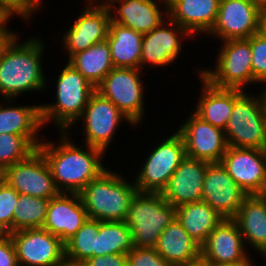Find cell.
Masks as SVG:
<instances>
[{"mask_svg":"<svg viewBox=\"0 0 266 266\" xmlns=\"http://www.w3.org/2000/svg\"><path fill=\"white\" fill-rule=\"evenodd\" d=\"M58 133L57 142L43 139L37 149L49 166L57 190L79 194L108 169L103 163L106 153L83 143L75 144L71 132Z\"/></svg>","mask_w":266,"mask_h":266,"instance_id":"cell-1","label":"cell"},{"mask_svg":"<svg viewBox=\"0 0 266 266\" xmlns=\"http://www.w3.org/2000/svg\"><path fill=\"white\" fill-rule=\"evenodd\" d=\"M20 37L18 33L0 55L1 99H16L28 92L41 93L52 83L42 66L45 41L37 35L23 42Z\"/></svg>","mask_w":266,"mask_h":266,"instance_id":"cell-2","label":"cell"},{"mask_svg":"<svg viewBox=\"0 0 266 266\" xmlns=\"http://www.w3.org/2000/svg\"><path fill=\"white\" fill-rule=\"evenodd\" d=\"M137 192L134 179L129 181L121 172L109 168L92 180L79 195L89 219L123 222Z\"/></svg>","mask_w":266,"mask_h":266,"instance_id":"cell-3","label":"cell"},{"mask_svg":"<svg viewBox=\"0 0 266 266\" xmlns=\"http://www.w3.org/2000/svg\"><path fill=\"white\" fill-rule=\"evenodd\" d=\"M55 80V102L40 103L43 128L53 124L59 132H66L82 115L95 86L72 65L65 63Z\"/></svg>","mask_w":266,"mask_h":266,"instance_id":"cell-4","label":"cell"},{"mask_svg":"<svg viewBox=\"0 0 266 266\" xmlns=\"http://www.w3.org/2000/svg\"><path fill=\"white\" fill-rule=\"evenodd\" d=\"M176 219V207L161 193L137 192L128 207L125 223L134 247L154 248L162 231Z\"/></svg>","mask_w":266,"mask_h":266,"instance_id":"cell-5","label":"cell"},{"mask_svg":"<svg viewBox=\"0 0 266 266\" xmlns=\"http://www.w3.org/2000/svg\"><path fill=\"white\" fill-rule=\"evenodd\" d=\"M221 43L216 65L201 68V75L216 87L247 91L248 85L254 86L250 38Z\"/></svg>","mask_w":266,"mask_h":266,"instance_id":"cell-6","label":"cell"},{"mask_svg":"<svg viewBox=\"0 0 266 266\" xmlns=\"http://www.w3.org/2000/svg\"><path fill=\"white\" fill-rule=\"evenodd\" d=\"M224 133L228 146L266 150V114L258 93L245 91L234 102Z\"/></svg>","mask_w":266,"mask_h":266,"instance_id":"cell-7","label":"cell"},{"mask_svg":"<svg viewBox=\"0 0 266 266\" xmlns=\"http://www.w3.org/2000/svg\"><path fill=\"white\" fill-rule=\"evenodd\" d=\"M141 69L114 67L95 87L104 98L112 101L119 110L139 128L145 119V81ZM138 125V126H137Z\"/></svg>","mask_w":266,"mask_h":266,"instance_id":"cell-8","label":"cell"},{"mask_svg":"<svg viewBox=\"0 0 266 266\" xmlns=\"http://www.w3.org/2000/svg\"><path fill=\"white\" fill-rule=\"evenodd\" d=\"M161 139L163 140L150 149L145 156L146 160L142 161L144 164L134 174V184L138 192L161 193L186 156L183 138L177 131H173L168 137L166 134V138Z\"/></svg>","mask_w":266,"mask_h":266,"instance_id":"cell-9","label":"cell"},{"mask_svg":"<svg viewBox=\"0 0 266 266\" xmlns=\"http://www.w3.org/2000/svg\"><path fill=\"white\" fill-rule=\"evenodd\" d=\"M80 121L81 134L84 136L81 142L99 148L106 154L121 124L126 122L136 128L112 101L102 97L97 91L90 96L82 115L66 132H70L77 124L79 126Z\"/></svg>","mask_w":266,"mask_h":266,"instance_id":"cell-10","label":"cell"},{"mask_svg":"<svg viewBox=\"0 0 266 266\" xmlns=\"http://www.w3.org/2000/svg\"><path fill=\"white\" fill-rule=\"evenodd\" d=\"M185 38L194 39L185 28L180 27L169 17L151 32L143 34L140 69L142 71L145 68L155 70L176 64L174 62L183 52V40H187Z\"/></svg>","mask_w":266,"mask_h":266,"instance_id":"cell-11","label":"cell"},{"mask_svg":"<svg viewBox=\"0 0 266 266\" xmlns=\"http://www.w3.org/2000/svg\"><path fill=\"white\" fill-rule=\"evenodd\" d=\"M0 178L19 194L51 199L60 193L49 166L38 149L26 159L6 167L0 173Z\"/></svg>","mask_w":266,"mask_h":266,"instance_id":"cell-12","label":"cell"},{"mask_svg":"<svg viewBox=\"0 0 266 266\" xmlns=\"http://www.w3.org/2000/svg\"><path fill=\"white\" fill-rule=\"evenodd\" d=\"M261 7L252 0H220L217 20L206 35L216 40L248 39L259 32Z\"/></svg>","mask_w":266,"mask_h":266,"instance_id":"cell-13","label":"cell"},{"mask_svg":"<svg viewBox=\"0 0 266 266\" xmlns=\"http://www.w3.org/2000/svg\"><path fill=\"white\" fill-rule=\"evenodd\" d=\"M176 130L183 138L187 156L208 163H219L228 144L222 129L205 122L193 111Z\"/></svg>","mask_w":266,"mask_h":266,"instance_id":"cell-14","label":"cell"},{"mask_svg":"<svg viewBox=\"0 0 266 266\" xmlns=\"http://www.w3.org/2000/svg\"><path fill=\"white\" fill-rule=\"evenodd\" d=\"M19 266H54L65 257L64 242L43 228L9 233Z\"/></svg>","mask_w":266,"mask_h":266,"instance_id":"cell-15","label":"cell"},{"mask_svg":"<svg viewBox=\"0 0 266 266\" xmlns=\"http://www.w3.org/2000/svg\"><path fill=\"white\" fill-rule=\"evenodd\" d=\"M221 164L247 195L266 194V150L228 146Z\"/></svg>","mask_w":266,"mask_h":266,"instance_id":"cell-16","label":"cell"},{"mask_svg":"<svg viewBox=\"0 0 266 266\" xmlns=\"http://www.w3.org/2000/svg\"><path fill=\"white\" fill-rule=\"evenodd\" d=\"M83 10L68 25L67 31L61 37L66 59L92 45L107 39L111 16L105 7H82Z\"/></svg>","mask_w":266,"mask_h":266,"instance_id":"cell-17","label":"cell"},{"mask_svg":"<svg viewBox=\"0 0 266 266\" xmlns=\"http://www.w3.org/2000/svg\"><path fill=\"white\" fill-rule=\"evenodd\" d=\"M247 196L231 178L221 162L207 165L202 201L211 206L222 217L233 219Z\"/></svg>","mask_w":266,"mask_h":266,"instance_id":"cell-18","label":"cell"},{"mask_svg":"<svg viewBox=\"0 0 266 266\" xmlns=\"http://www.w3.org/2000/svg\"><path fill=\"white\" fill-rule=\"evenodd\" d=\"M111 21L146 34L168 18L167 0H111Z\"/></svg>","mask_w":266,"mask_h":266,"instance_id":"cell-19","label":"cell"},{"mask_svg":"<svg viewBox=\"0 0 266 266\" xmlns=\"http://www.w3.org/2000/svg\"><path fill=\"white\" fill-rule=\"evenodd\" d=\"M239 226L224 218L201 246V257L213 265L238 263L250 256Z\"/></svg>","mask_w":266,"mask_h":266,"instance_id":"cell-20","label":"cell"},{"mask_svg":"<svg viewBox=\"0 0 266 266\" xmlns=\"http://www.w3.org/2000/svg\"><path fill=\"white\" fill-rule=\"evenodd\" d=\"M209 163L185 156L166 187L162 197L174 207L202 201L204 176Z\"/></svg>","mask_w":266,"mask_h":266,"instance_id":"cell-21","label":"cell"},{"mask_svg":"<svg viewBox=\"0 0 266 266\" xmlns=\"http://www.w3.org/2000/svg\"><path fill=\"white\" fill-rule=\"evenodd\" d=\"M87 219V211L78 193H59L49 200L42 228L65 243Z\"/></svg>","mask_w":266,"mask_h":266,"instance_id":"cell-22","label":"cell"},{"mask_svg":"<svg viewBox=\"0 0 266 266\" xmlns=\"http://www.w3.org/2000/svg\"><path fill=\"white\" fill-rule=\"evenodd\" d=\"M201 68L196 69L201 85L197 105L193 112L205 122L224 131L230 118L234 102L245 92L238 89L219 88L212 85L201 75Z\"/></svg>","mask_w":266,"mask_h":266,"instance_id":"cell-23","label":"cell"},{"mask_svg":"<svg viewBox=\"0 0 266 266\" xmlns=\"http://www.w3.org/2000/svg\"><path fill=\"white\" fill-rule=\"evenodd\" d=\"M168 17L194 38L214 27L220 0H167Z\"/></svg>","mask_w":266,"mask_h":266,"instance_id":"cell-24","label":"cell"},{"mask_svg":"<svg viewBox=\"0 0 266 266\" xmlns=\"http://www.w3.org/2000/svg\"><path fill=\"white\" fill-rule=\"evenodd\" d=\"M248 249L266 255V194L248 195L233 218Z\"/></svg>","mask_w":266,"mask_h":266,"instance_id":"cell-25","label":"cell"},{"mask_svg":"<svg viewBox=\"0 0 266 266\" xmlns=\"http://www.w3.org/2000/svg\"><path fill=\"white\" fill-rule=\"evenodd\" d=\"M154 249L171 265L178 266L201 257V246L175 219L160 234Z\"/></svg>","mask_w":266,"mask_h":266,"instance_id":"cell-26","label":"cell"},{"mask_svg":"<svg viewBox=\"0 0 266 266\" xmlns=\"http://www.w3.org/2000/svg\"><path fill=\"white\" fill-rule=\"evenodd\" d=\"M2 101H0V134L41 137L40 132L44 128L41 122L40 103L13 106L15 99H2Z\"/></svg>","mask_w":266,"mask_h":266,"instance_id":"cell-27","label":"cell"},{"mask_svg":"<svg viewBox=\"0 0 266 266\" xmlns=\"http://www.w3.org/2000/svg\"><path fill=\"white\" fill-rule=\"evenodd\" d=\"M143 34L110 22L107 42L114 67L140 69Z\"/></svg>","mask_w":266,"mask_h":266,"instance_id":"cell-28","label":"cell"},{"mask_svg":"<svg viewBox=\"0 0 266 266\" xmlns=\"http://www.w3.org/2000/svg\"><path fill=\"white\" fill-rule=\"evenodd\" d=\"M176 219L183 229L202 246L224 217L204 201H198L176 207Z\"/></svg>","mask_w":266,"mask_h":266,"instance_id":"cell-29","label":"cell"},{"mask_svg":"<svg viewBox=\"0 0 266 266\" xmlns=\"http://www.w3.org/2000/svg\"><path fill=\"white\" fill-rule=\"evenodd\" d=\"M66 62L72 65L95 87L114 68L107 40L96 43L86 50L74 54Z\"/></svg>","mask_w":266,"mask_h":266,"instance_id":"cell-30","label":"cell"},{"mask_svg":"<svg viewBox=\"0 0 266 266\" xmlns=\"http://www.w3.org/2000/svg\"><path fill=\"white\" fill-rule=\"evenodd\" d=\"M133 247L131 231L125 221H99V234L94 257L107 256L109 254L127 255Z\"/></svg>","mask_w":266,"mask_h":266,"instance_id":"cell-31","label":"cell"},{"mask_svg":"<svg viewBox=\"0 0 266 266\" xmlns=\"http://www.w3.org/2000/svg\"><path fill=\"white\" fill-rule=\"evenodd\" d=\"M49 200L19 194L17 206L14 208L13 214V232L42 228L45 223Z\"/></svg>","mask_w":266,"mask_h":266,"instance_id":"cell-32","label":"cell"},{"mask_svg":"<svg viewBox=\"0 0 266 266\" xmlns=\"http://www.w3.org/2000/svg\"><path fill=\"white\" fill-rule=\"evenodd\" d=\"M43 137L0 134V173L8 166L29 157L37 150Z\"/></svg>","mask_w":266,"mask_h":266,"instance_id":"cell-33","label":"cell"},{"mask_svg":"<svg viewBox=\"0 0 266 266\" xmlns=\"http://www.w3.org/2000/svg\"><path fill=\"white\" fill-rule=\"evenodd\" d=\"M98 234L99 220L88 218L81 228L64 243L65 258L83 263L94 257Z\"/></svg>","mask_w":266,"mask_h":266,"instance_id":"cell-34","label":"cell"},{"mask_svg":"<svg viewBox=\"0 0 266 266\" xmlns=\"http://www.w3.org/2000/svg\"><path fill=\"white\" fill-rule=\"evenodd\" d=\"M19 193L0 178V227L7 233L13 232V214Z\"/></svg>","mask_w":266,"mask_h":266,"instance_id":"cell-35","label":"cell"},{"mask_svg":"<svg viewBox=\"0 0 266 266\" xmlns=\"http://www.w3.org/2000/svg\"><path fill=\"white\" fill-rule=\"evenodd\" d=\"M254 85L266 83V38L260 33L250 37Z\"/></svg>","mask_w":266,"mask_h":266,"instance_id":"cell-36","label":"cell"},{"mask_svg":"<svg viewBox=\"0 0 266 266\" xmlns=\"http://www.w3.org/2000/svg\"><path fill=\"white\" fill-rule=\"evenodd\" d=\"M127 266H171L154 248L133 247L127 254Z\"/></svg>","mask_w":266,"mask_h":266,"instance_id":"cell-37","label":"cell"},{"mask_svg":"<svg viewBox=\"0 0 266 266\" xmlns=\"http://www.w3.org/2000/svg\"><path fill=\"white\" fill-rule=\"evenodd\" d=\"M0 7L12 17L15 16L16 19L20 17V20H24L25 23L28 22L27 24L32 22L29 20L33 19L37 12H40L34 6L32 0H0Z\"/></svg>","mask_w":266,"mask_h":266,"instance_id":"cell-38","label":"cell"},{"mask_svg":"<svg viewBox=\"0 0 266 266\" xmlns=\"http://www.w3.org/2000/svg\"><path fill=\"white\" fill-rule=\"evenodd\" d=\"M0 266H19L15 246L9 234L0 239Z\"/></svg>","mask_w":266,"mask_h":266,"instance_id":"cell-39","label":"cell"},{"mask_svg":"<svg viewBox=\"0 0 266 266\" xmlns=\"http://www.w3.org/2000/svg\"><path fill=\"white\" fill-rule=\"evenodd\" d=\"M83 266H127L126 254L95 256L82 263Z\"/></svg>","mask_w":266,"mask_h":266,"instance_id":"cell-40","label":"cell"},{"mask_svg":"<svg viewBox=\"0 0 266 266\" xmlns=\"http://www.w3.org/2000/svg\"><path fill=\"white\" fill-rule=\"evenodd\" d=\"M10 27H6L3 31H0V55L6 48V46L12 41V39L18 34L17 31L12 30Z\"/></svg>","mask_w":266,"mask_h":266,"instance_id":"cell-41","label":"cell"},{"mask_svg":"<svg viewBox=\"0 0 266 266\" xmlns=\"http://www.w3.org/2000/svg\"><path fill=\"white\" fill-rule=\"evenodd\" d=\"M11 19H13V17L0 7V31H3L7 27L8 22L10 24Z\"/></svg>","mask_w":266,"mask_h":266,"instance_id":"cell-42","label":"cell"},{"mask_svg":"<svg viewBox=\"0 0 266 266\" xmlns=\"http://www.w3.org/2000/svg\"><path fill=\"white\" fill-rule=\"evenodd\" d=\"M266 38V8H262L259 16V32Z\"/></svg>","mask_w":266,"mask_h":266,"instance_id":"cell-43","label":"cell"},{"mask_svg":"<svg viewBox=\"0 0 266 266\" xmlns=\"http://www.w3.org/2000/svg\"><path fill=\"white\" fill-rule=\"evenodd\" d=\"M214 266H258V265L255 264V258L253 257V254H252L246 260L238 262V263H226V264H220V265H214Z\"/></svg>","mask_w":266,"mask_h":266,"instance_id":"cell-44","label":"cell"},{"mask_svg":"<svg viewBox=\"0 0 266 266\" xmlns=\"http://www.w3.org/2000/svg\"><path fill=\"white\" fill-rule=\"evenodd\" d=\"M86 3L83 4H87L84 5L85 7H105L108 8L111 0H85Z\"/></svg>","mask_w":266,"mask_h":266,"instance_id":"cell-45","label":"cell"},{"mask_svg":"<svg viewBox=\"0 0 266 266\" xmlns=\"http://www.w3.org/2000/svg\"><path fill=\"white\" fill-rule=\"evenodd\" d=\"M178 266H214L210 262L206 261L202 257H199L197 260L185 263L183 265H178Z\"/></svg>","mask_w":266,"mask_h":266,"instance_id":"cell-46","label":"cell"},{"mask_svg":"<svg viewBox=\"0 0 266 266\" xmlns=\"http://www.w3.org/2000/svg\"><path fill=\"white\" fill-rule=\"evenodd\" d=\"M54 266H83V264L77 261L69 260L64 257L60 262L56 263Z\"/></svg>","mask_w":266,"mask_h":266,"instance_id":"cell-47","label":"cell"},{"mask_svg":"<svg viewBox=\"0 0 266 266\" xmlns=\"http://www.w3.org/2000/svg\"><path fill=\"white\" fill-rule=\"evenodd\" d=\"M263 88H261V91L259 93L262 103H263V107H264V112L266 114V83L262 84Z\"/></svg>","mask_w":266,"mask_h":266,"instance_id":"cell-48","label":"cell"},{"mask_svg":"<svg viewBox=\"0 0 266 266\" xmlns=\"http://www.w3.org/2000/svg\"><path fill=\"white\" fill-rule=\"evenodd\" d=\"M32 2H33V4H34V6L41 12V10L43 9V8H45L44 7V3L45 2H43V0H32Z\"/></svg>","mask_w":266,"mask_h":266,"instance_id":"cell-49","label":"cell"},{"mask_svg":"<svg viewBox=\"0 0 266 266\" xmlns=\"http://www.w3.org/2000/svg\"><path fill=\"white\" fill-rule=\"evenodd\" d=\"M257 3L261 8H266V0H252Z\"/></svg>","mask_w":266,"mask_h":266,"instance_id":"cell-50","label":"cell"},{"mask_svg":"<svg viewBox=\"0 0 266 266\" xmlns=\"http://www.w3.org/2000/svg\"><path fill=\"white\" fill-rule=\"evenodd\" d=\"M7 233L0 227V239L4 237Z\"/></svg>","mask_w":266,"mask_h":266,"instance_id":"cell-51","label":"cell"}]
</instances>
